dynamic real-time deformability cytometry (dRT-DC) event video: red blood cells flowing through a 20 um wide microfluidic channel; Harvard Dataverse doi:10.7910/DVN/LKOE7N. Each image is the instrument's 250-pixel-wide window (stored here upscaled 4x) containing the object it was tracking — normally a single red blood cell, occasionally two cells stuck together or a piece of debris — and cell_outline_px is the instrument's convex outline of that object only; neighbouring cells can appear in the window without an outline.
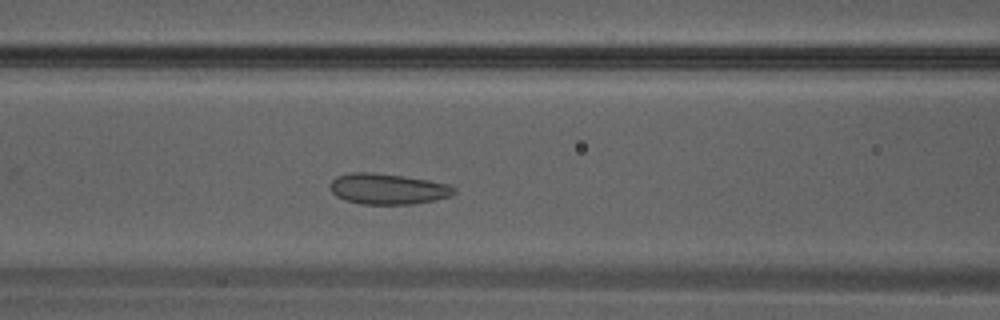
{"species": "Egyptian fruit bat (a non-hibernating species)", "species_latin": "Rousettus aegyptiacus", "temperature_condition": "warm", "stored_images_in_passage": 24, "camera_frame_rate_fps": 3000, "um_per_image_px": 0.085, "animal": {"sex": "male"}, "frame": {"image": 1, "passage_image": 10, "time_ms": 3.0, "image_size_px": [1000, 320], "cell_outline_px": [[456, 192], [448, 196], [432, 200], [412, 204], [360, 204], [344, 200], [336, 196], [332, 192], [332, 180], [336, 176], [352, 172], [372, 172], [404, 176], [428, 180], [448, 184], [456, 188]], "centroid_in_image_um": [32.94, 16.05], "position_along_channel_um": 133.7, "area_um2": 22.08}}
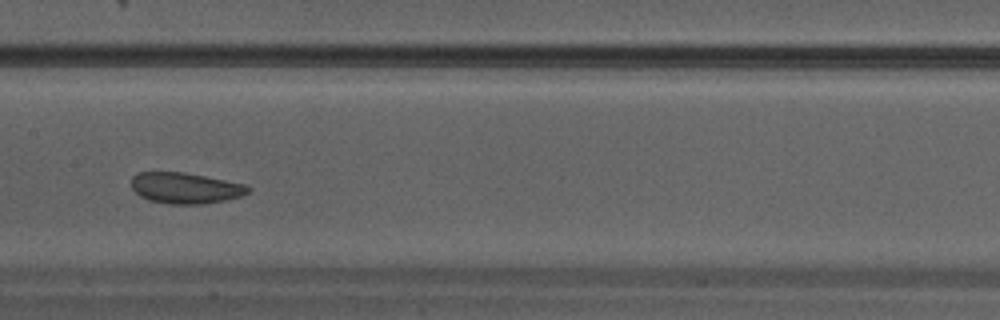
{"frame": {"image": 2, "passage_image": 13, "time_ms": 4.0, "image_size_px": [1000, 320], "cell_outline_px": [[252, 188], [248, 192], [240, 196], [224, 200], [200, 204], [168, 204], [148, 200], [140, 196], [132, 188], [132, 176], [140, 172], [184, 172], [248, 184]], "centroid_in_image_um": [15.77, 15.98], "position_along_channel_um": 191.6, "area_um2": 21.1}}